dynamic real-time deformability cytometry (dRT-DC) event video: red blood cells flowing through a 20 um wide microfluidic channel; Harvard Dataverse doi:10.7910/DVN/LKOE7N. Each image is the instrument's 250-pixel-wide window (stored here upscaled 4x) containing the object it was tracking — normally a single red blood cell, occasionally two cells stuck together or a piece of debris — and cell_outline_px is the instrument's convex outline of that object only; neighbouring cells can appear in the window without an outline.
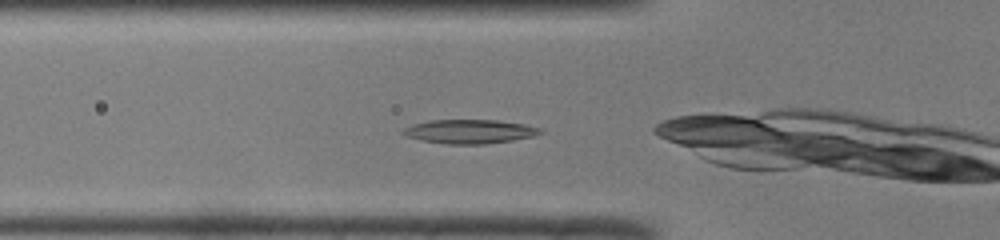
{"species": "common noctule bat (a hibernating species)", "species_latin": "Nyctalus noctula", "temperature_condition": "room temperature", "stored_images_in_passage": 31, "camera_frame_rate_fps": 3000, "um_per_image_px": 0.085, "animal": {"sex": "male", "body_mass_g": 19.0, "forearm_length_mm": 50.8}, "frame": {"image": 1, "passage_image": 4, "time_ms": 1.0, "image_size_px": [1000, 240], "cell_outline_px": [[544, 132], [536, 136], [512, 140], [484, 144], [448, 144], [420, 140], [404, 136], [400, 132], [404, 128], [412, 124], [428, 120], [496, 120], [524, 124], [540, 128]], "centroid_in_image_um": [39.89, 11.18], "position_along_channel_um": 85.9, "area_um2": 19.31}}
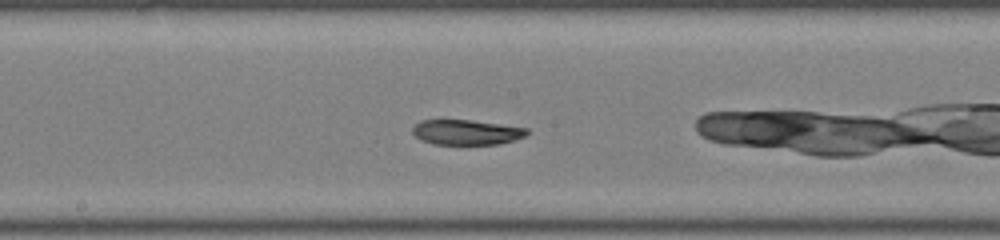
{"frame": {"image": 2, "passage_image": 13, "time_ms": 4.0, "image_size_px": [1000, 240], "cell_outline_px": [[528, 132], [524, 136], [500, 144], [432, 144], [420, 140], [412, 132], [412, 128], [420, 120], [472, 120], [528, 128]], "centroid_in_image_um": [39.61, 11.24], "position_along_channel_um": 208.6, "area_um2": 16.65}}
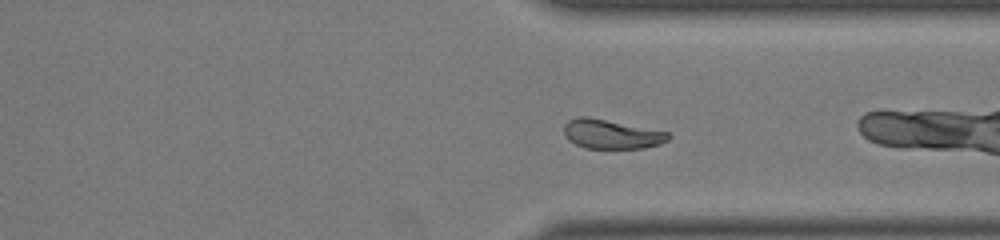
{"frame": {"image": 3, "passage_image": 24, "time_ms": 7.667, "image_size_px": [1000, 240], "cell_outline_px": [[672, 136], [668, 140], [660, 144], [644, 148], [584, 148], [568, 140], [564, 136], [564, 124], [568, 120], [576, 116], [588, 116], [668, 132]], "centroid_in_image_um": [51.94, 11.39], "position_along_channel_um": 359.5, "area_um2": 17.92}}